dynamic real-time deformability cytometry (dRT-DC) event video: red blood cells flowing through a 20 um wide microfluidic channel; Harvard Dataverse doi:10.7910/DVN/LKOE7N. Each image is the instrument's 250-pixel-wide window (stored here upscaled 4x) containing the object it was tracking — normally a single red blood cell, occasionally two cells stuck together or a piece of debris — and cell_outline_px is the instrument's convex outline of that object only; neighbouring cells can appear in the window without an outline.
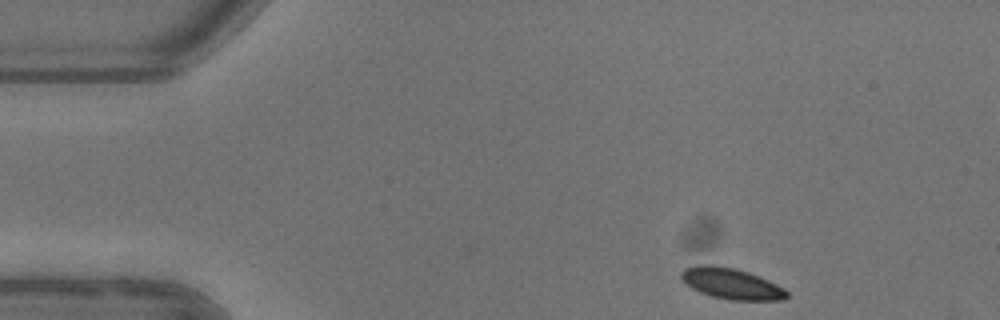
{"species": "common noctule bat (a hibernating species)", "species_latin": "Nyctalus noctula", "temperature_condition": "warm", "stored_images_in_passage": 2, "segment_of_instrument_passage": [1, 2], "camera_frame_rate_fps": 3000, "um_per_image_px": 0.085, "animal": {"sex": "female"}, "frame": {"image": 1, "passage_image": 1, "time_ms": 0.0, "image_size_px": [1000, 320], "cell_outline_px": [[788, 296], [784, 300], [732, 300], [712, 296], [700, 292], [692, 288], [680, 276], [680, 272], [684, 268], [696, 264], [716, 264], [736, 268], [748, 272], [768, 280], [784, 288], [788, 292]], "centroid_in_image_um": [62.16, 24.08], "position_along_channel_um": 22.8, "area_um2": 19.13}}